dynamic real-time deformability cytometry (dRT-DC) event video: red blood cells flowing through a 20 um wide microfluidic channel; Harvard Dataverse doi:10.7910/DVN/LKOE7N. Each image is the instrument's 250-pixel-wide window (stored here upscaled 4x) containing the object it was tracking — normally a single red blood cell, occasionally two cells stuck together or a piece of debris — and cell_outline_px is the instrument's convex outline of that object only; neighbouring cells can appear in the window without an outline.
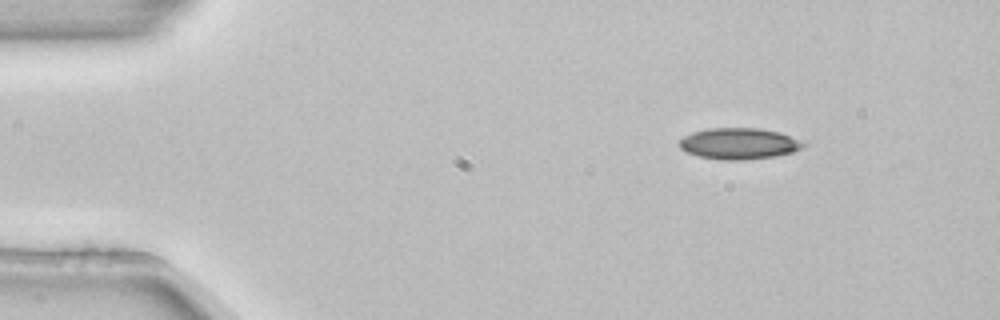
{"species": "common noctule bat (a hibernating species)", "species_latin": "Nyctalus noctula", "temperature_condition": "room temperature", "stored_images_in_passage": 3, "camera_frame_rate_fps": 3000, "um_per_image_px": 0.085, "animal": {"sex": "female", "body_mass_g": 22.7, "forearm_length_mm": 54.2}, "frame": {"image": 1, "passage_image": 1, "time_ms": 0.0, "image_size_px": [1000, 320], "cell_outline_px": [[808, 144], [804, 148], [792, 152], [776, 156], [744, 160], [720, 160], [700, 156], [688, 152], [680, 148], [680, 140], [684, 136], [692, 132], [708, 128], [760, 128], [780, 132], [800, 140]], "centroid_in_image_um": [62.86, 12.2], "position_along_channel_um": 22.1, "area_um2": 22.66}}